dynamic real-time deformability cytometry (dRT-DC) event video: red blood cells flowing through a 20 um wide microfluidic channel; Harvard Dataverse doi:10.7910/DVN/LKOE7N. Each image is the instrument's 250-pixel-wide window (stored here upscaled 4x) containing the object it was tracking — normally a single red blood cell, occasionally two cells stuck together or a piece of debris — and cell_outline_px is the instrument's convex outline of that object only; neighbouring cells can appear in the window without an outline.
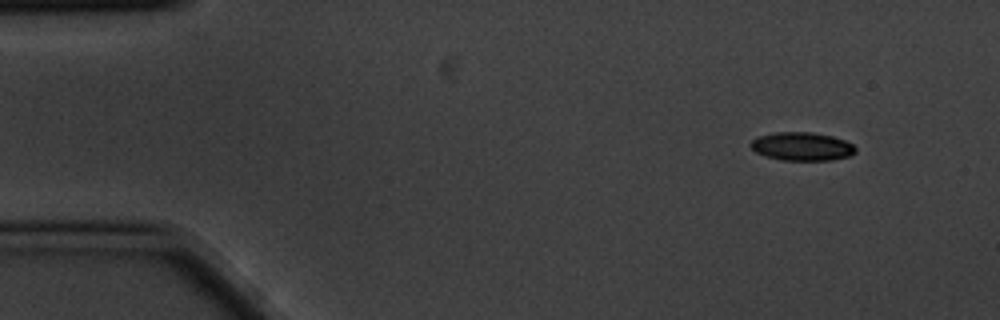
{"species": "common noctule bat (a hibernating species)", "species_latin": "Nyctalus noctula", "temperature_condition": "cold", "stored_images_in_passage": 2, "camera_frame_rate_fps": 3000, "um_per_image_px": 0.085, "animal": {"sex": "male", "body_mass_g": 20.1, "forearm_length_mm": 53.5}, "frame": {"image": 1, "passage_image": 2, "time_ms": 0.333, "image_size_px": [1000, 320], "cell_outline_px": [[856, 152], [848, 156], [832, 160], [784, 160], [764, 156], [756, 152], [748, 144], [756, 136], [776, 132], [812, 132], [832, 136], [844, 140], [852, 144], [856, 148]], "centroid_in_image_um": [68.14, 12.44], "position_along_channel_um": 16.9, "area_um2": 17.4}}